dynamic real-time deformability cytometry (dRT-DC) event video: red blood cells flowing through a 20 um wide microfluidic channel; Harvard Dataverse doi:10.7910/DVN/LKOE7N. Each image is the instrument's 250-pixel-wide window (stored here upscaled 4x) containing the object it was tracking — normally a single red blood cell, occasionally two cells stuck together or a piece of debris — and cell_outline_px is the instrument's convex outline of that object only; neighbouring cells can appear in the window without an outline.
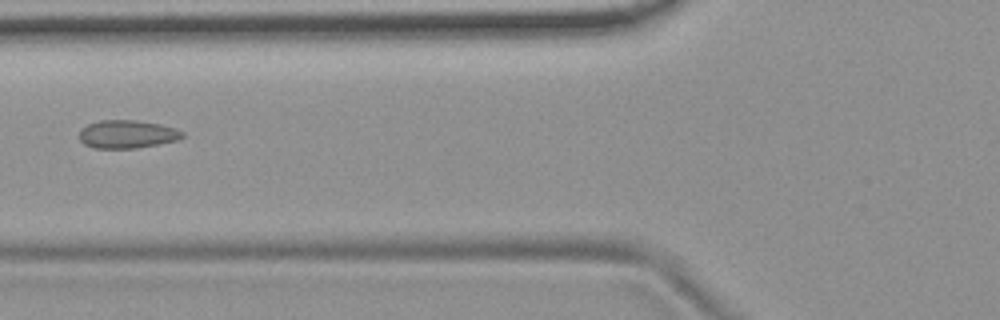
{"species": "common noctule bat (a hibernating species)", "species_latin": "Nyctalus noctula", "temperature_condition": "room temperature", "stored_images_in_passage": 7, "camera_frame_rate_fps": 3000, "um_per_image_px": 0.085, "animal": {"sex": "female", "body_mass_g": 19.9}, "frame": {"image": 1, "passage_image": 7, "time_ms": 2.0, "image_size_px": [1000, 320], "cell_outline_px": [[184, 136], [176, 140], [160, 144], [136, 148], [92, 148], [84, 144], [80, 140], [80, 132], [88, 124], [100, 120], [136, 120], [160, 124], [184, 132]], "centroid_in_image_um": [10.8, 11.41], "position_along_channel_um": 115.0, "area_um2": 16.76}}